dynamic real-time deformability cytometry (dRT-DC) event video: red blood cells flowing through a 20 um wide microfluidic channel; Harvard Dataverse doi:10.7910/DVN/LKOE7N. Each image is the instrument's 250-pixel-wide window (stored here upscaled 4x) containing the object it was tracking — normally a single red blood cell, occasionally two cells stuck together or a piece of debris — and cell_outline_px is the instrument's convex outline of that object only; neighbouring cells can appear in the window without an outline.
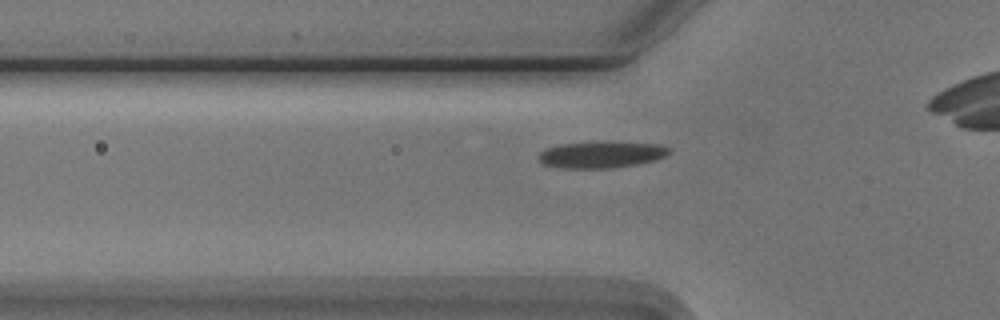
{"species": "Egyptian fruit bat (a non-hibernating species)", "species_latin": "Rousettus aegyptiacus", "temperature_condition": "cold", "stored_images_in_passage": 30, "camera_frame_rate_fps": 3000, "um_per_image_px": 0.085, "animal": {"sex": "male"}, "frame": {"image": 1, "passage_image": 3, "time_ms": 0.667, "image_size_px": [1000, 320], "cell_outline_px": [[672, 152], [656, 160], [636, 164], [612, 168], [560, 168], [544, 164], [540, 160], [540, 152], [544, 148], [560, 144], [608, 140], [660, 144], [672, 148]], "centroid_in_image_um": [51.17, 13.11], "position_along_channel_um": 74.6, "area_um2": 20.75}}
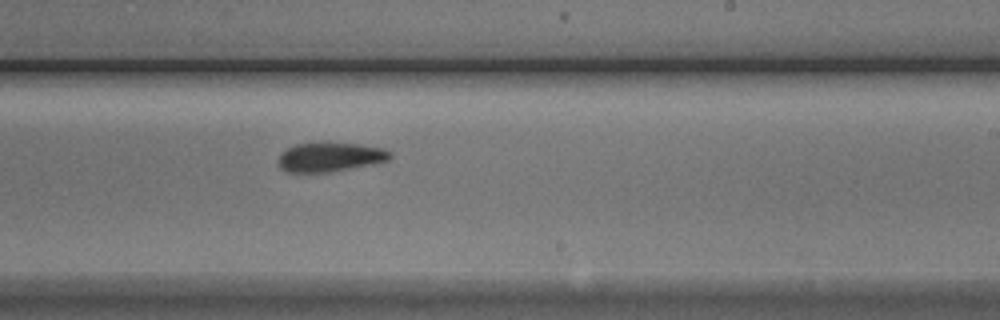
{"frame": {"image": 2, "passage_image": 18, "time_ms": 5.667, "image_size_px": [1000, 320], "cell_outline_px": [[392, 156], [388, 160], [372, 164], [328, 172], [288, 172], [280, 168], [280, 152], [296, 144], [324, 140], [356, 144], [384, 148], [392, 152]], "centroid_in_image_um": [28.06, 13.31], "position_along_channel_um": 260.9, "area_um2": 19.36}}
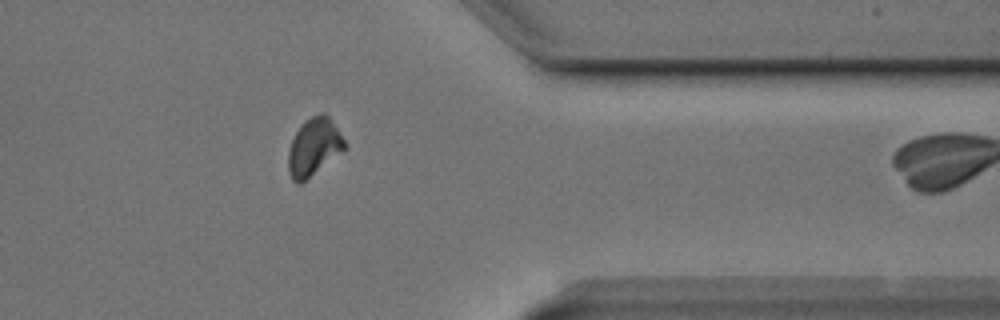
{"frame": {"image": 3, "passage_image": 29, "time_ms": 9.333, "image_size_px": [1000, 320], "cell_outline_px": [[348, 144], [344, 148], [300, 184], [296, 184], [292, 180], [288, 172], [288, 152], [292, 140], [296, 132], [304, 120], [320, 112], [324, 112], [328, 116]], "centroid_in_image_um": [26.65, 12.47], "position_along_channel_um": 384.8, "area_um2": 18.5}}